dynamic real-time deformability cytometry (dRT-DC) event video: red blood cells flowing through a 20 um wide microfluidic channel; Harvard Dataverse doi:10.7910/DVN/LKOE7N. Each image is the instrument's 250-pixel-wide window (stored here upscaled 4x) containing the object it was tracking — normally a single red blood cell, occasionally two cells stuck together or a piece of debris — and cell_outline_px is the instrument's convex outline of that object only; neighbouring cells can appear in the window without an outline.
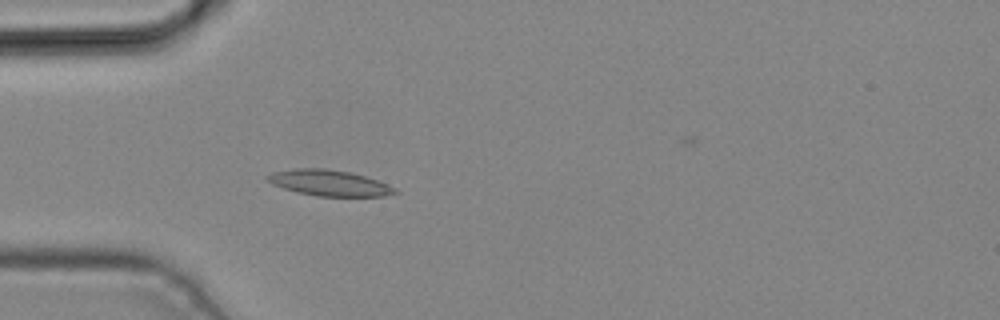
{"species": "common noctule bat (a hibernating species)", "species_latin": "Nyctalus noctula", "temperature_condition": "cold", "stored_images_in_passage": 1, "camera_frame_rate_fps": 3000, "um_per_image_px": 0.085, "animal": {"sex": "male", "body_mass_g": 19.2, "forearm_length_mm": 51.8}, "frame": {"image": 1, "passage_image": 1, "time_ms": 0.0, "image_size_px": [1000, 320], "cell_outline_px": [[400, 192], [384, 196], [316, 196], [296, 192], [272, 184], [264, 176], [272, 172], [292, 168], [324, 168], [348, 172], [364, 176], [376, 180], [396, 188]], "centroid_in_image_um": [27.95, 15.55], "position_along_channel_um": 57.1, "area_um2": 19.19}}